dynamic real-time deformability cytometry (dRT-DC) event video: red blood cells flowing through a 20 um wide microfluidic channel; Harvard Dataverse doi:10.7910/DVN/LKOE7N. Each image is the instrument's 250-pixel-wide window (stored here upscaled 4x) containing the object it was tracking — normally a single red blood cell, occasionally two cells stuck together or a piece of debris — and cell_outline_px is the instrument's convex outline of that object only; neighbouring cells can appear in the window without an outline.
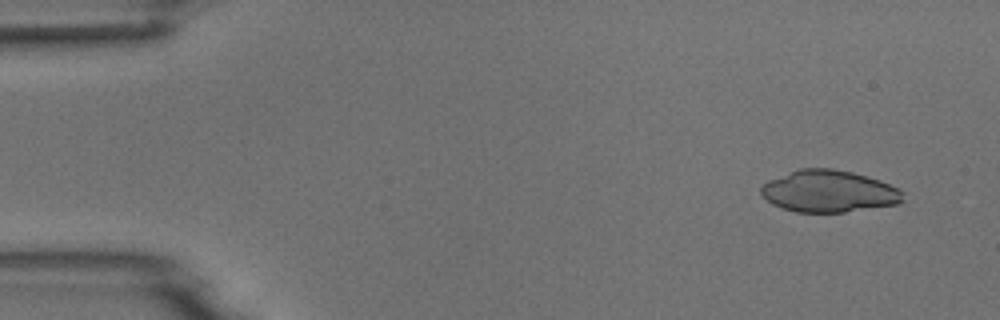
{"species": "common noctule bat (a hibernating species)", "species_latin": "Nyctalus noctula", "temperature_condition": "room temperature", "stored_images_in_passage": 4, "camera_frame_rate_fps": 3000, "um_per_image_px": 0.085, "animal": {"sex": "male", "body_mass_g": 18.8}, "frame": {"image": 1, "passage_image": 1, "time_ms": 0.0, "image_size_px": [1000, 320], "cell_outline_px": [[904, 200], [896, 204], [844, 212], [796, 212], [780, 208], [772, 204], [760, 192], [760, 188], [768, 180], [800, 168], [832, 168], [852, 172], [880, 180], [904, 192]], "centroid_in_image_um": [70.44, 16.26], "position_along_channel_um": 14.6, "area_um2": 34.56}}